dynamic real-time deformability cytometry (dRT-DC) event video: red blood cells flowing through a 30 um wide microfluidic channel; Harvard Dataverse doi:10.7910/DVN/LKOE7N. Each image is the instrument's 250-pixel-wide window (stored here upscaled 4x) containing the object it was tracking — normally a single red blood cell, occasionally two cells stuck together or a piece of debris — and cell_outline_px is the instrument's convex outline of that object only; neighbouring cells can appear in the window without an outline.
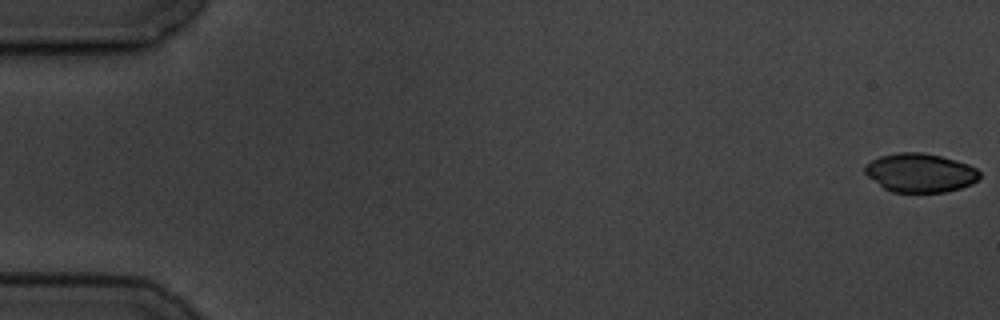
{"species": "common noctule bat (a hibernating species)", "species_latin": "Nyctalus noctula", "temperature_condition": "cold", "stored_images_in_passage": 6, "camera_frame_rate_fps": 3000, "um_per_image_px": 0.085, "animal": {"sex": "male", "body_mass_g": 19.5, "forearm_length_mm": 54.6}, "frame": {"image": 1, "passage_image": 1, "time_ms": 0.0, "image_size_px": [1000, 320], "cell_outline_px": [[980, 176], [972, 184], [960, 188], [944, 192], [892, 192], [884, 188], [868, 176], [864, 172], [864, 164], [880, 156], [896, 152], [924, 152], [940, 156], [968, 164], [976, 168], [980, 172]], "centroid_in_image_um": [78.2, 14.68], "position_along_channel_um": 6.8, "area_um2": 25.95}}
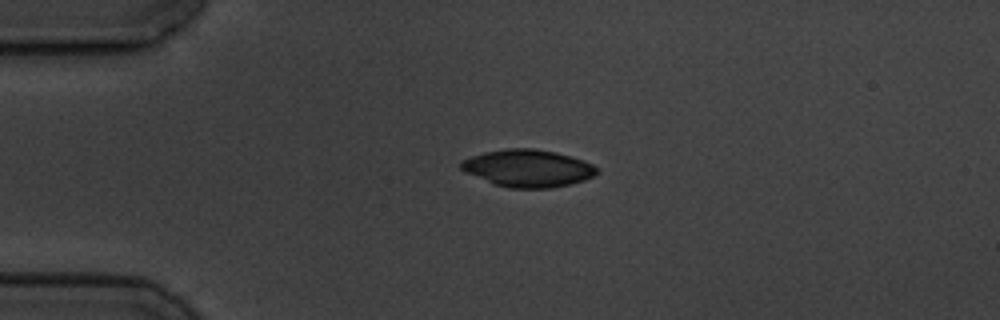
{"frame": {"image": 2, "passage_image": 4, "time_ms": 4.333, "image_size_px": [1000, 320], "cell_outline_px": [[600, 172], [584, 180], [572, 184], [552, 188], [508, 188], [492, 184], [464, 172], [460, 168], [460, 160], [484, 152], [508, 148], [536, 148], [556, 152], [572, 156], [584, 160], [600, 168]], "centroid_in_image_um": [44.88, 14.3], "position_along_channel_um": 40.1, "area_um2": 30.06}}
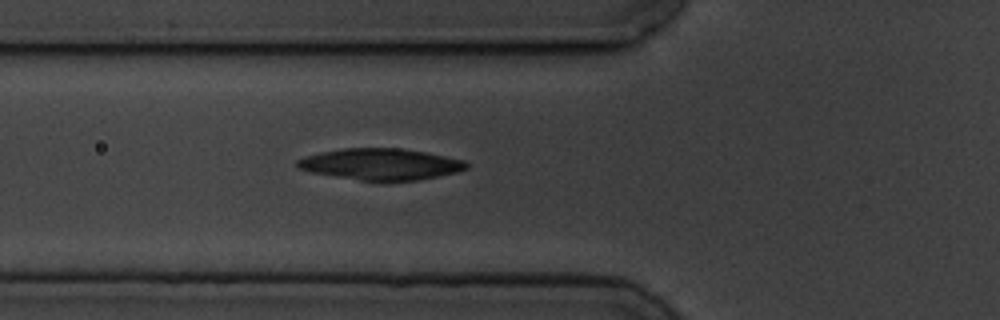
{"frame": {"image": 3, "passage_image": 6, "time_ms": 6.667, "image_size_px": [1000, 320], "cell_outline_px": [[468, 168], [456, 172], [416, 180], [384, 184], [312, 172], [296, 168], [296, 160], [304, 156], [320, 152], [344, 148], [404, 148], [464, 160], [468, 164]], "centroid_in_image_um": [32.33, 13.98], "position_along_channel_um": 93.5, "area_um2": 31.39}}